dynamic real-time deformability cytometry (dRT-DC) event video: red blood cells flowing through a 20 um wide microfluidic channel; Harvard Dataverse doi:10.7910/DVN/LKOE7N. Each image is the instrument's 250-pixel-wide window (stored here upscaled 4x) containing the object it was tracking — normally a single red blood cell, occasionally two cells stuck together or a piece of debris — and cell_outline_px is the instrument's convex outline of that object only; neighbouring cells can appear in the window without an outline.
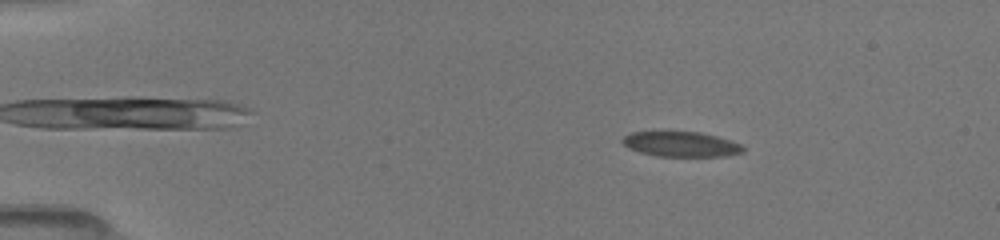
{"species": "common noctule bat (a hibernating species)", "species_latin": "Nyctalus noctula", "temperature_condition": "room temperature", "stored_images_in_passage": 52, "camera_frame_rate_fps": 3000, "um_per_image_px": 0.085, "animal": {"sex": "female", "body_mass_g": 19.5, "forearm_length_mm": 54.1}, "frame": {"image": 1, "passage_image": 8, "time_ms": 2.333, "image_size_px": [1000, 240], "cell_outline_px": [[744, 152], [724, 156], [656, 156], [640, 152], [628, 148], [620, 140], [624, 136], [632, 132], [700, 132], [716, 136], [740, 144], [744, 148]], "centroid_in_image_um": [57.86, 12.26], "position_along_channel_um": 27.1, "area_um2": 17.46}}
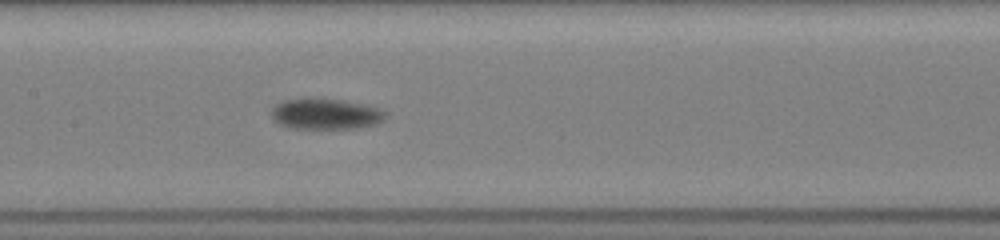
{"frame": {"image": 2, "passage_image": 26, "time_ms": 8.333, "image_size_px": [1000, 240], "cell_outline_px": [[388, 116], [384, 120], [376, 124], [356, 128], [288, 128], [280, 124], [272, 116], [272, 108], [276, 104], [284, 100], [340, 100], [380, 108], [388, 112]], "centroid_in_image_um": [27.74, 9.71], "position_along_channel_um": 179.7, "area_um2": 19.94}}
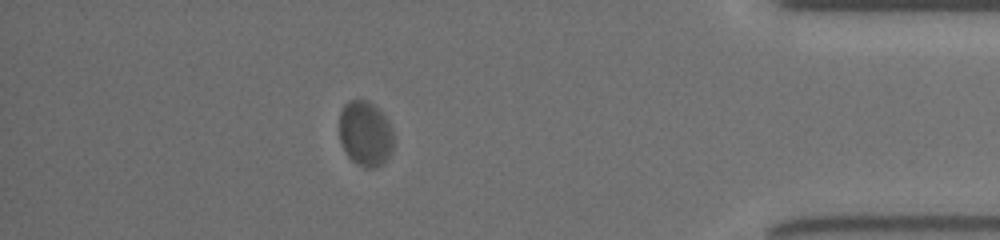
{"frame": {"image": 3, "passage_image": 46, "time_ms": 15.0, "image_size_px": [1000, 240], "cell_outline_px": [[392, 152], [380, 164], [372, 168], [364, 168], [356, 164], [348, 156], [340, 140], [340, 112], [344, 104], [348, 100], [368, 100], [384, 116], [392, 128]], "centroid_in_image_um": [31.03, 11.35], "position_along_channel_um": 404.2, "area_um2": 20.35}, "authors_computed_cell_mechanics": {"area_um2": 20.3167, "velocity_mm_per_s": 3.9167, "shape_relaxation_time_tau1_ms": 1.8792, "shape_relaxation_time_tau2_ms": null, "deformation_change_tau1": 0.1061, "deformation_change_tau2": null}}